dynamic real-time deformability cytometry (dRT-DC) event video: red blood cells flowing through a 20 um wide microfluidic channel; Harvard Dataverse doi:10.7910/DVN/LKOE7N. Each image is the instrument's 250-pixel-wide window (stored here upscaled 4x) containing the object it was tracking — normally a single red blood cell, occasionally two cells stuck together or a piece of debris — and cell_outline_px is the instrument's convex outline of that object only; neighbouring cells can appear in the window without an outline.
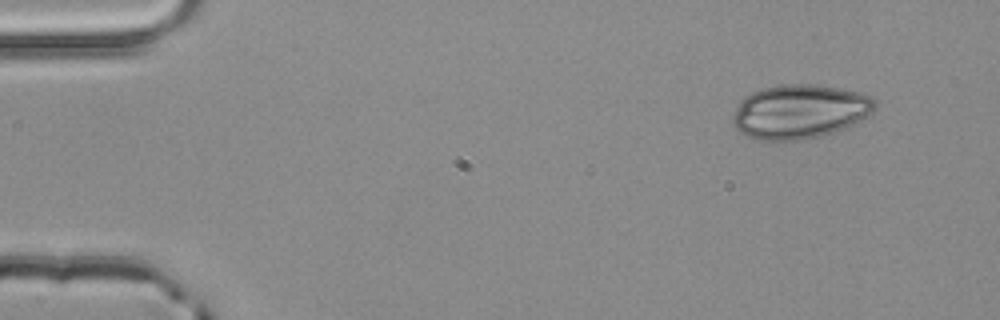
{"species": "common noctule bat (a hibernating species)", "species_latin": "Nyctalus noctula", "temperature_condition": "room temperature", "stored_images_in_passage": 3, "camera_frame_rate_fps": 3000, "um_per_image_px": 0.085, "animal": {"sex": "male", "body_mass_g": 20.4}, "frame": {"image": 1, "passage_image": 1, "time_ms": 0.0, "image_size_px": [1000, 320], "cell_outline_px": [[876, 108], [872, 112], [852, 124], [844, 128], [820, 136], [804, 140], [756, 140], [740, 132], [732, 124], [732, 116], [740, 100], [744, 96], [752, 92], [764, 88], [780, 84], [816, 84], [860, 92], [872, 96], [876, 100]], "centroid_in_image_um": [67.96, 9.47], "position_along_channel_um": 17.0, "area_um2": 44.97}}